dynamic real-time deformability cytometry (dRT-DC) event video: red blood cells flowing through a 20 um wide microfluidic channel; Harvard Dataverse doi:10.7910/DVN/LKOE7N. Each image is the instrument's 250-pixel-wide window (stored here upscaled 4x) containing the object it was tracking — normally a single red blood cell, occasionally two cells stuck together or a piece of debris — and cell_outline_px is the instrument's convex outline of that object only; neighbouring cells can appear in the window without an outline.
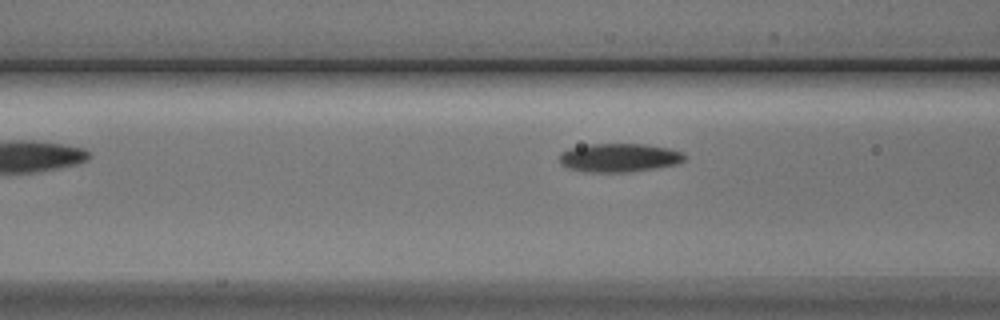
{"species": "Egyptian fruit bat (a non-hibernating species)", "species_latin": "Rousettus aegyptiacus", "temperature_condition": "cold", "stored_images_in_passage": 3, "camera_frame_rate_fps": 3000, "um_per_image_px": 0.085, "animal": {"sex": "male"}, "frame": {"image": 1, "passage_image": 3, "time_ms": 2.333, "image_size_px": [1000, 320], "cell_outline_px": [[688, 156], [680, 164], [656, 168], [628, 172], [584, 172], [568, 168], [560, 164], [560, 152], [568, 148], [588, 144], [644, 144], [668, 148], [684, 152]], "centroid_in_image_um": [52.65, 13.4], "position_along_channel_um": 114.0, "area_um2": 21.21}}